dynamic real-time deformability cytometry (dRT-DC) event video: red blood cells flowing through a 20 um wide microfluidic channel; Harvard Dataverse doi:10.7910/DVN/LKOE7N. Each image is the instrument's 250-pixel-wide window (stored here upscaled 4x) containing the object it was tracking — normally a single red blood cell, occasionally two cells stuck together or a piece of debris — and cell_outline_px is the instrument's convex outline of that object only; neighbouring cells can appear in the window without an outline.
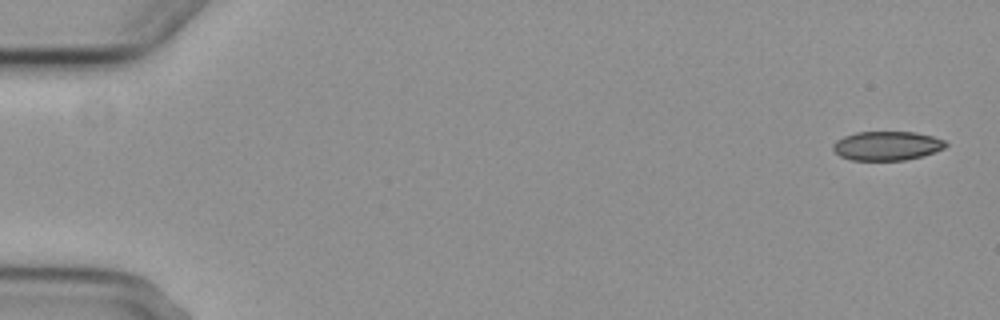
{"species": "common noctule bat (a hibernating species)", "species_latin": "Nyctalus noctula", "temperature_condition": "cold", "stored_images_in_passage": 5, "camera_frame_rate_fps": 3000, "um_per_image_px": 0.085, "animal": {"sex": "female", "body_mass_g": 29.2, "forearm_length_mm": 56.3}, "frame": {"image": 1, "passage_image": 1, "time_ms": 0.0, "image_size_px": [1000, 320], "cell_outline_px": [[948, 144], [944, 148], [920, 156], [904, 160], [852, 160], [840, 156], [832, 148], [832, 144], [836, 140], [844, 136], [856, 132], [916, 132], [932, 136], [944, 140]], "centroid_in_image_um": [75.36, 12.38], "position_along_channel_um": 9.6, "area_um2": 18.96}}
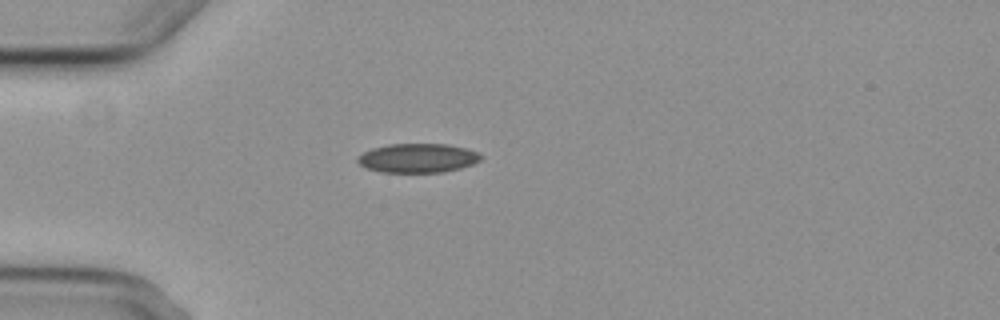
{"frame": {"image": 2, "passage_image": 5, "time_ms": 4.667, "image_size_px": [1000, 320], "cell_outline_px": [[480, 160], [472, 164], [460, 168], [444, 172], [380, 172], [364, 168], [356, 160], [356, 156], [372, 148], [388, 144], [444, 144], [464, 148], [476, 152], [480, 156]], "centroid_in_image_um": [35.43, 13.44], "position_along_channel_um": 49.6, "area_um2": 20.81}}